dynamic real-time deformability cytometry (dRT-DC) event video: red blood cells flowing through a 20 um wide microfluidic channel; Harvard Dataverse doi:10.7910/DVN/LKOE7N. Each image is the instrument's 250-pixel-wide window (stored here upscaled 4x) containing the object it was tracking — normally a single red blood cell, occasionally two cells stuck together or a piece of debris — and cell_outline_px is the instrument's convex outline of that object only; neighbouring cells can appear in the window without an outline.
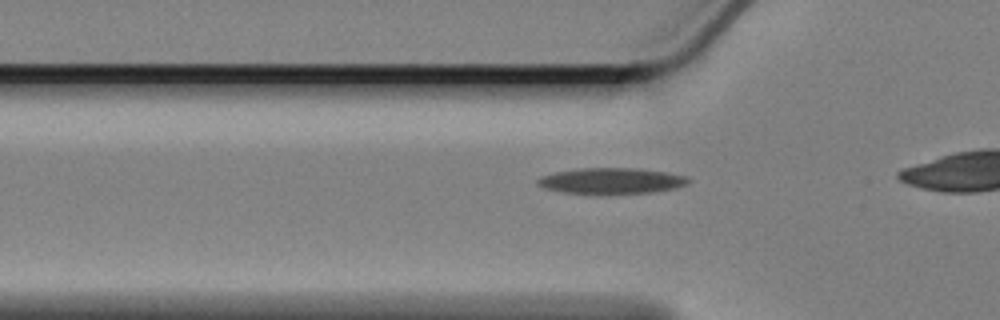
{"species": "Egyptian fruit bat (a non-hibernating species)", "species_latin": "Rousettus aegyptiacus", "temperature_condition": "cold", "stored_images_in_passage": 23, "camera_frame_rate_fps": 3000, "um_per_image_px": 0.085, "animal": {"sex": "female"}, "frame": {"image": 1, "passage_image": 13, "time_ms": 4.0, "image_size_px": [1000, 320], "cell_outline_px": [[692, 180], [676, 188], [656, 192], [564, 192], [544, 188], [536, 184], [536, 180], [544, 176], [556, 172], [580, 168], [636, 168], [664, 172], [684, 176]], "centroid_in_image_um": [51.97, 15.35], "position_along_channel_um": 73.8, "area_um2": 21.91}}
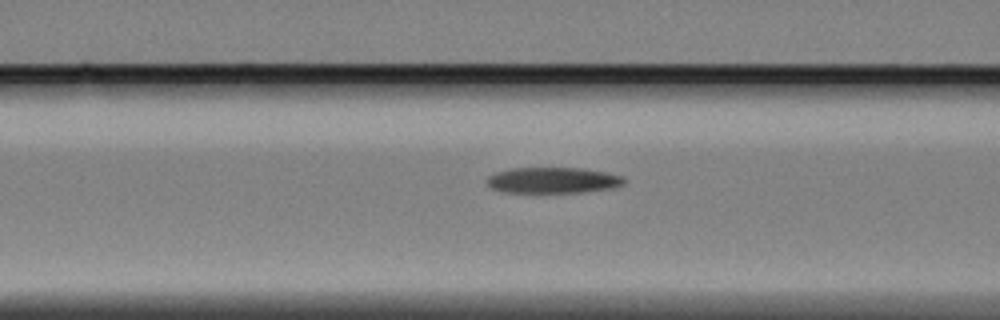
{"frame": {"image": 2, "passage_image": 17, "time_ms": 5.333, "image_size_px": [1000, 320], "cell_outline_px": [[624, 184], [612, 188], [580, 192], [500, 192], [492, 188], [484, 180], [488, 176], [496, 172], [512, 168], [580, 168], [604, 172], [620, 176], [624, 180]], "centroid_in_image_um": [46.93, 15.32], "position_along_channel_um": 119.7, "area_um2": 20.52}}
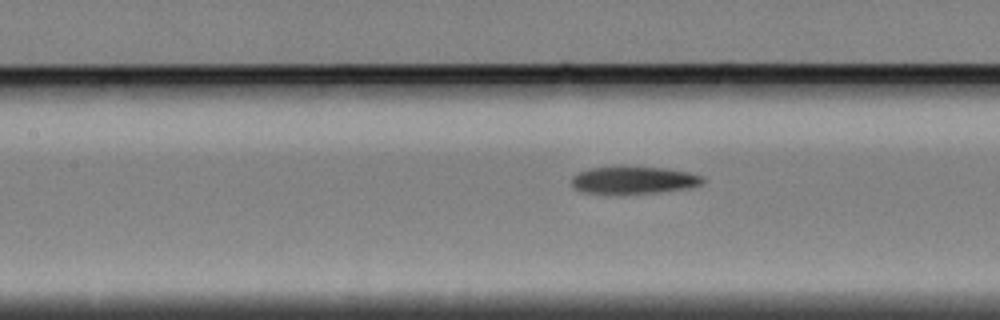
{"frame": {"image": 3, "passage_image": 20, "time_ms": 6.333, "image_size_px": [1000, 320], "cell_outline_px": [[704, 180], [700, 184], [684, 188], [656, 192], [584, 192], [576, 188], [572, 184], [572, 176], [580, 172], [592, 168], [668, 168], [688, 172], [704, 176]], "centroid_in_image_um": [53.9, 15.3], "position_along_channel_um": 153.5, "area_um2": 19.71}}